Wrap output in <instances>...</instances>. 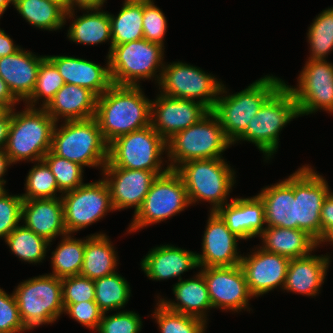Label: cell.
Returning <instances> with one entry per match:
<instances>
[{
  "label": "cell",
  "mask_w": 333,
  "mask_h": 333,
  "mask_svg": "<svg viewBox=\"0 0 333 333\" xmlns=\"http://www.w3.org/2000/svg\"><path fill=\"white\" fill-rule=\"evenodd\" d=\"M27 330L23 325L14 294L0 288V333H19Z\"/></svg>",
  "instance_id": "47"
},
{
  "label": "cell",
  "mask_w": 333,
  "mask_h": 333,
  "mask_svg": "<svg viewBox=\"0 0 333 333\" xmlns=\"http://www.w3.org/2000/svg\"><path fill=\"white\" fill-rule=\"evenodd\" d=\"M167 151L166 141L152 125L120 136L108 145V162L104 167H121L153 171L157 176L162 170L161 154Z\"/></svg>",
  "instance_id": "10"
},
{
  "label": "cell",
  "mask_w": 333,
  "mask_h": 333,
  "mask_svg": "<svg viewBox=\"0 0 333 333\" xmlns=\"http://www.w3.org/2000/svg\"><path fill=\"white\" fill-rule=\"evenodd\" d=\"M105 234L87 237L80 275L95 280L115 273L117 256Z\"/></svg>",
  "instance_id": "31"
},
{
  "label": "cell",
  "mask_w": 333,
  "mask_h": 333,
  "mask_svg": "<svg viewBox=\"0 0 333 333\" xmlns=\"http://www.w3.org/2000/svg\"><path fill=\"white\" fill-rule=\"evenodd\" d=\"M86 14L75 19L69 27L68 37L71 41L81 44H98L111 40L110 55L112 50L111 23L109 13L101 12V8L84 9ZM91 11V12H89ZM93 11V12H92Z\"/></svg>",
  "instance_id": "32"
},
{
  "label": "cell",
  "mask_w": 333,
  "mask_h": 333,
  "mask_svg": "<svg viewBox=\"0 0 333 333\" xmlns=\"http://www.w3.org/2000/svg\"><path fill=\"white\" fill-rule=\"evenodd\" d=\"M25 186L26 193L21 195L23 200L53 199L57 198L58 191L62 193L58 188L55 176L44 160L38 161L29 171Z\"/></svg>",
  "instance_id": "39"
},
{
  "label": "cell",
  "mask_w": 333,
  "mask_h": 333,
  "mask_svg": "<svg viewBox=\"0 0 333 333\" xmlns=\"http://www.w3.org/2000/svg\"><path fill=\"white\" fill-rule=\"evenodd\" d=\"M226 163L222 158L190 160L176 169L183 179L190 204L205 200L213 204L210 210L214 212L227 203L235 184V172Z\"/></svg>",
  "instance_id": "7"
},
{
  "label": "cell",
  "mask_w": 333,
  "mask_h": 333,
  "mask_svg": "<svg viewBox=\"0 0 333 333\" xmlns=\"http://www.w3.org/2000/svg\"><path fill=\"white\" fill-rule=\"evenodd\" d=\"M105 314L97 328L99 333H139L141 330V318L133 311L124 310L110 316Z\"/></svg>",
  "instance_id": "45"
},
{
  "label": "cell",
  "mask_w": 333,
  "mask_h": 333,
  "mask_svg": "<svg viewBox=\"0 0 333 333\" xmlns=\"http://www.w3.org/2000/svg\"><path fill=\"white\" fill-rule=\"evenodd\" d=\"M50 151L83 167L104 168L108 162V144L95 117L55 124Z\"/></svg>",
  "instance_id": "2"
},
{
  "label": "cell",
  "mask_w": 333,
  "mask_h": 333,
  "mask_svg": "<svg viewBox=\"0 0 333 333\" xmlns=\"http://www.w3.org/2000/svg\"><path fill=\"white\" fill-rule=\"evenodd\" d=\"M112 48L116 45L143 39V2L123 3L119 14H109Z\"/></svg>",
  "instance_id": "34"
},
{
  "label": "cell",
  "mask_w": 333,
  "mask_h": 333,
  "mask_svg": "<svg viewBox=\"0 0 333 333\" xmlns=\"http://www.w3.org/2000/svg\"><path fill=\"white\" fill-rule=\"evenodd\" d=\"M200 272L205 278L212 308L218 307L236 312L247 308L248 301L253 296L249 292L240 265L205 267L201 268Z\"/></svg>",
  "instance_id": "17"
},
{
  "label": "cell",
  "mask_w": 333,
  "mask_h": 333,
  "mask_svg": "<svg viewBox=\"0 0 333 333\" xmlns=\"http://www.w3.org/2000/svg\"><path fill=\"white\" fill-rule=\"evenodd\" d=\"M298 105L291 91L283 83L260 107L249 121L246 131L236 140L255 144L269 160L278 149L282 128L299 117Z\"/></svg>",
  "instance_id": "6"
},
{
  "label": "cell",
  "mask_w": 333,
  "mask_h": 333,
  "mask_svg": "<svg viewBox=\"0 0 333 333\" xmlns=\"http://www.w3.org/2000/svg\"><path fill=\"white\" fill-rule=\"evenodd\" d=\"M210 110L194 100L179 99L159 94L151 101V125L168 141L177 132L198 123Z\"/></svg>",
  "instance_id": "16"
},
{
  "label": "cell",
  "mask_w": 333,
  "mask_h": 333,
  "mask_svg": "<svg viewBox=\"0 0 333 333\" xmlns=\"http://www.w3.org/2000/svg\"><path fill=\"white\" fill-rule=\"evenodd\" d=\"M11 164L12 163L9 159V156L6 154L5 149H0V181L6 183V181L3 179V176L7 170V167H9Z\"/></svg>",
  "instance_id": "54"
},
{
  "label": "cell",
  "mask_w": 333,
  "mask_h": 333,
  "mask_svg": "<svg viewBox=\"0 0 333 333\" xmlns=\"http://www.w3.org/2000/svg\"><path fill=\"white\" fill-rule=\"evenodd\" d=\"M58 69L67 84H74L90 89L97 96H101L112 85L109 59L107 66L101 67L81 58L70 56H46Z\"/></svg>",
  "instance_id": "23"
},
{
  "label": "cell",
  "mask_w": 333,
  "mask_h": 333,
  "mask_svg": "<svg viewBox=\"0 0 333 333\" xmlns=\"http://www.w3.org/2000/svg\"><path fill=\"white\" fill-rule=\"evenodd\" d=\"M46 56L19 49L0 58V76L18 101H26L32 94L41 62Z\"/></svg>",
  "instance_id": "22"
},
{
  "label": "cell",
  "mask_w": 333,
  "mask_h": 333,
  "mask_svg": "<svg viewBox=\"0 0 333 333\" xmlns=\"http://www.w3.org/2000/svg\"><path fill=\"white\" fill-rule=\"evenodd\" d=\"M65 84L56 66L46 57L40 64L35 88L26 100L28 107L34 108L37 100L43 97L42 108L54 98L56 92ZM34 103V104H33Z\"/></svg>",
  "instance_id": "40"
},
{
  "label": "cell",
  "mask_w": 333,
  "mask_h": 333,
  "mask_svg": "<svg viewBox=\"0 0 333 333\" xmlns=\"http://www.w3.org/2000/svg\"><path fill=\"white\" fill-rule=\"evenodd\" d=\"M21 195H9L7 192L0 197V238L6 237L18 226L22 217Z\"/></svg>",
  "instance_id": "46"
},
{
  "label": "cell",
  "mask_w": 333,
  "mask_h": 333,
  "mask_svg": "<svg viewBox=\"0 0 333 333\" xmlns=\"http://www.w3.org/2000/svg\"><path fill=\"white\" fill-rule=\"evenodd\" d=\"M149 0H125L124 3H142Z\"/></svg>",
  "instance_id": "59"
},
{
  "label": "cell",
  "mask_w": 333,
  "mask_h": 333,
  "mask_svg": "<svg viewBox=\"0 0 333 333\" xmlns=\"http://www.w3.org/2000/svg\"><path fill=\"white\" fill-rule=\"evenodd\" d=\"M329 193L327 181L308 165L294 172L296 229L306 231L318 243L321 240L322 204Z\"/></svg>",
  "instance_id": "14"
},
{
  "label": "cell",
  "mask_w": 333,
  "mask_h": 333,
  "mask_svg": "<svg viewBox=\"0 0 333 333\" xmlns=\"http://www.w3.org/2000/svg\"><path fill=\"white\" fill-rule=\"evenodd\" d=\"M12 109L11 125L5 147L11 163L43 160L51 149L56 122L44 108L26 107L22 112Z\"/></svg>",
  "instance_id": "4"
},
{
  "label": "cell",
  "mask_w": 333,
  "mask_h": 333,
  "mask_svg": "<svg viewBox=\"0 0 333 333\" xmlns=\"http://www.w3.org/2000/svg\"><path fill=\"white\" fill-rule=\"evenodd\" d=\"M43 160L51 169L55 176L58 188L62 195L64 192L74 190L83 185V166L71 162L68 159L61 158L51 151H48Z\"/></svg>",
  "instance_id": "42"
},
{
  "label": "cell",
  "mask_w": 333,
  "mask_h": 333,
  "mask_svg": "<svg viewBox=\"0 0 333 333\" xmlns=\"http://www.w3.org/2000/svg\"><path fill=\"white\" fill-rule=\"evenodd\" d=\"M153 317L156 319L161 333H205L207 321L167 309L157 303Z\"/></svg>",
  "instance_id": "41"
},
{
  "label": "cell",
  "mask_w": 333,
  "mask_h": 333,
  "mask_svg": "<svg viewBox=\"0 0 333 333\" xmlns=\"http://www.w3.org/2000/svg\"><path fill=\"white\" fill-rule=\"evenodd\" d=\"M260 234L262 249L289 259L309 255L319 244L306 231L283 227H265Z\"/></svg>",
  "instance_id": "30"
},
{
  "label": "cell",
  "mask_w": 333,
  "mask_h": 333,
  "mask_svg": "<svg viewBox=\"0 0 333 333\" xmlns=\"http://www.w3.org/2000/svg\"><path fill=\"white\" fill-rule=\"evenodd\" d=\"M173 286L177 303L165 299L159 302L171 311L206 321L205 312L212 308V304L203 274L199 272L194 278L180 280Z\"/></svg>",
  "instance_id": "29"
},
{
  "label": "cell",
  "mask_w": 333,
  "mask_h": 333,
  "mask_svg": "<svg viewBox=\"0 0 333 333\" xmlns=\"http://www.w3.org/2000/svg\"><path fill=\"white\" fill-rule=\"evenodd\" d=\"M230 145L232 143L225 136L219 120L210 111L198 123L166 141L167 157L171 161L167 166L176 170L190 160L222 158V152Z\"/></svg>",
  "instance_id": "5"
},
{
  "label": "cell",
  "mask_w": 333,
  "mask_h": 333,
  "mask_svg": "<svg viewBox=\"0 0 333 333\" xmlns=\"http://www.w3.org/2000/svg\"><path fill=\"white\" fill-rule=\"evenodd\" d=\"M95 118L109 145L120 136L151 125V100L139 86L113 84L97 97Z\"/></svg>",
  "instance_id": "1"
},
{
  "label": "cell",
  "mask_w": 333,
  "mask_h": 333,
  "mask_svg": "<svg viewBox=\"0 0 333 333\" xmlns=\"http://www.w3.org/2000/svg\"><path fill=\"white\" fill-rule=\"evenodd\" d=\"M61 243L52 252V268L50 275L63 279L75 275H80L83 265L86 239H74L71 235L63 236Z\"/></svg>",
  "instance_id": "35"
},
{
  "label": "cell",
  "mask_w": 333,
  "mask_h": 333,
  "mask_svg": "<svg viewBox=\"0 0 333 333\" xmlns=\"http://www.w3.org/2000/svg\"><path fill=\"white\" fill-rule=\"evenodd\" d=\"M104 180L110 189L114 211L135 207L134 214L141 208L157 175L153 171L104 167Z\"/></svg>",
  "instance_id": "19"
},
{
  "label": "cell",
  "mask_w": 333,
  "mask_h": 333,
  "mask_svg": "<svg viewBox=\"0 0 333 333\" xmlns=\"http://www.w3.org/2000/svg\"><path fill=\"white\" fill-rule=\"evenodd\" d=\"M298 87L284 84L298 105L299 114L323 109L333 113V64L326 60H308L298 77Z\"/></svg>",
  "instance_id": "15"
},
{
  "label": "cell",
  "mask_w": 333,
  "mask_h": 333,
  "mask_svg": "<svg viewBox=\"0 0 333 333\" xmlns=\"http://www.w3.org/2000/svg\"><path fill=\"white\" fill-rule=\"evenodd\" d=\"M329 262L328 255L290 259L283 290L315 296L324 283Z\"/></svg>",
  "instance_id": "28"
},
{
  "label": "cell",
  "mask_w": 333,
  "mask_h": 333,
  "mask_svg": "<svg viewBox=\"0 0 333 333\" xmlns=\"http://www.w3.org/2000/svg\"><path fill=\"white\" fill-rule=\"evenodd\" d=\"M95 302L103 313L124 307L131 290L127 280L117 272L94 280Z\"/></svg>",
  "instance_id": "36"
},
{
  "label": "cell",
  "mask_w": 333,
  "mask_h": 333,
  "mask_svg": "<svg viewBox=\"0 0 333 333\" xmlns=\"http://www.w3.org/2000/svg\"><path fill=\"white\" fill-rule=\"evenodd\" d=\"M10 3L14 4V0H0V18Z\"/></svg>",
  "instance_id": "56"
},
{
  "label": "cell",
  "mask_w": 333,
  "mask_h": 333,
  "mask_svg": "<svg viewBox=\"0 0 333 333\" xmlns=\"http://www.w3.org/2000/svg\"><path fill=\"white\" fill-rule=\"evenodd\" d=\"M17 102L19 101L14 97L6 82L0 76V104L7 110H12Z\"/></svg>",
  "instance_id": "51"
},
{
  "label": "cell",
  "mask_w": 333,
  "mask_h": 333,
  "mask_svg": "<svg viewBox=\"0 0 333 333\" xmlns=\"http://www.w3.org/2000/svg\"><path fill=\"white\" fill-rule=\"evenodd\" d=\"M14 253L22 261L29 263L42 262L50 242L23 226H17L4 239Z\"/></svg>",
  "instance_id": "37"
},
{
  "label": "cell",
  "mask_w": 333,
  "mask_h": 333,
  "mask_svg": "<svg viewBox=\"0 0 333 333\" xmlns=\"http://www.w3.org/2000/svg\"><path fill=\"white\" fill-rule=\"evenodd\" d=\"M63 194L64 225L68 234L99 221L109 210H114L110 189L104 179L84 183Z\"/></svg>",
  "instance_id": "13"
},
{
  "label": "cell",
  "mask_w": 333,
  "mask_h": 333,
  "mask_svg": "<svg viewBox=\"0 0 333 333\" xmlns=\"http://www.w3.org/2000/svg\"><path fill=\"white\" fill-rule=\"evenodd\" d=\"M202 241V254L197 253L198 265L205 267H224L240 265L241 254L237 252V241L225 221L216 211H211L207 220Z\"/></svg>",
  "instance_id": "20"
},
{
  "label": "cell",
  "mask_w": 333,
  "mask_h": 333,
  "mask_svg": "<svg viewBox=\"0 0 333 333\" xmlns=\"http://www.w3.org/2000/svg\"><path fill=\"white\" fill-rule=\"evenodd\" d=\"M143 38L164 47L167 20L162 10L154 5L153 0L143 2Z\"/></svg>",
  "instance_id": "43"
},
{
  "label": "cell",
  "mask_w": 333,
  "mask_h": 333,
  "mask_svg": "<svg viewBox=\"0 0 333 333\" xmlns=\"http://www.w3.org/2000/svg\"><path fill=\"white\" fill-rule=\"evenodd\" d=\"M15 8L29 24L39 29L58 30L65 25V11L49 0H14Z\"/></svg>",
  "instance_id": "33"
},
{
  "label": "cell",
  "mask_w": 333,
  "mask_h": 333,
  "mask_svg": "<svg viewBox=\"0 0 333 333\" xmlns=\"http://www.w3.org/2000/svg\"><path fill=\"white\" fill-rule=\"evenodd\" d=\"M25 227L52 242L58 235L65 236L63 203L61 196L53 199L23 200L22 217Z\"/></svg>",
  "instance_id": "24"
},
{
  "label": "cell",
  "mask_w": 333,
  "mask_h": 333,
  "mask_svg": "<svg viewBox=\"0 0 333 333\" xmlns=\"http://www.w3.org/2000/svg\"><path fill=\"white\" fill-rule=\"evenodd\" d=\"M322 242H332L333 243V228H331L319 241L318 244H322Z\"/></svg>",
  "instance_id": "57"
},
{
  "label": "cell",
  "mask_w": 333,
  "mask_h": 333,
  "mask_svg": "<svg viewBox=\"0 0 333 333\" xmlns=\"http://www.w3.org/2000/svg\"><path fill=\"white\" fill-rule=\"evenodd\" d=\"M225 221L228 229L241 240L260 236L266 229L265 206L256 195L251 198H232L216 211Z\"/></svg>",
  "instance_id": "21"
},
{
  "label": "cell",
  "mask_w": 333,
  "mask_h": 333,
  "mask_svg": "<svg viewBox=\"0 0 333 333\" xmlns=\"http://www.w3.org/2000/svg\"><path fill=\"white\" fill-rule=\"evenodd\" d=\"M61 280L63 304L95 301L94 280L81 275L66 277Z\"/></svg>",
  "instance_id": "44"
},
{
  "label": "cell",
  "mask_w": 333,
  "mask_h": 333,
  "mask_svg": "<svg viewBox=\"0 0 333 333\" xmlns=\"http://www.w3.org/2000/svg\"><path fill=\"white\" fill-rule=\"evenodd\" d=\"M4 184L3 181H0V197L7 192L6 189H4Z\"/></svg>",
  "instance_id": "58"
},
{
  "label": "cell",
  "mask_w": 333,
  "mask_h": 333,
  "mask_svg": "<svg viewBox=\"0 0 333 333\" xmlns=\"http://www.w3.org/2000/svg\"><path fill=\"white\" fill-rule=\"evenodd\" d=\"M310 57L308 60H325L333 50V7L322 11L308 29Z\"/></svg>",
  "instance_id": "38"
},
{
  "label": "cell",
  "mask_w": 333,
  "mask_h": 333,
  "mask_svg": "<svg viewBox=\"0 0 333 333\" xmlns=\"http://www.w3.org/2000/svg\"><path fill=\"white\" fill-rule=\"evenodd\" d=\"M7 111V109L0 104V117Z\"/></svg>",
  "instance_id": "60"
},
{
  "label": "cell",
  "mask_w": 333,
  "mask_h": 333,
  "mask_svg": "<svg viewBox=\"0 0 333 333\" xmlns=\"http://www.w3.org/2000/svg\"><path fill=\"white\" fill-rule=\"evenodd\" d=\"M290 259L259 247L248 257L243 256L240 266L244 272L250 294L262 296L277 286L283 289Z\"/></svg>",
  "instance_id": "18"
},
{
  "label": "cell",
  "mask_w": 333,
  "mask_h": 333,
  "mask_svg": "<svg viewBox=\"0 0 333 333\" xmlns=\"http://www.w3.org/2000/svg\"><path fill=\"white\" fill-rule=\"evenodd\" d=\"M60 6L65 12L70 11V0H49Z\"/></svg>",
  "instance_id": "55"
},
{
  "label": "cell",
  "mask_w": 333,
  "mask_h": 333,
  "mask_svg": "<svg viewBox=\"0 0 333 333\" xmlns=\"http://www.w3.org/2000/svg\"><path fill=\"white\" fill-rule=\"evenodd\" d=\"M158 85L161 86L159 89L162 88L161 94L194 101L199 98L198 102L205 105L210 111L214 107L218 95L227 93L224 85L217 81L215 76L182 62L164 66Z\"/></svg>",
  "instance_id": "12"
},
{
  "label": "cell",
  "mask_w": 333,
  "mask_h": 333,
  "mask_svg": "<svg viewBox=\"0 0 333 333\" xmlns=\"http://www.w3.org/2000/svg\"><path fill=\"white\" fill-rule=\"evenodd\" d=\"M258 196L265 206L266 227L296 229L294 173L271 187L263 188Z\"/></svg>",
  "instance_id": "27"
},
{
  "label": "cell",
  "mask_w": 333,
  "mask_h": 333,
  "mask_svg": "<svg viewBox=\"0 0 333 333\" xmlns=\"http://www.w3.org/2000/svg\"><path fill=\"white\" fill-rule=\"evenodd\" d=\"M140 265L147 277L156 281L176 276L180 281L183 272L199 267L197 253L168 244L149 251Z\"/></svg>",
  "instance_id": "25"
},
{
  "label": "cell",
  "mask_w": 333,
  "mask_h": 333,
  "mask_svg": "<svg viewBox=\"0 0 333 333\" xmlns=\"http://www.w3.org/2000/svg\"><path fill=\"white\" fill-rule=\"evenodd\" d=\"M164 47L146 39L116 45L107 56L112 83L120 86H139L137 80L157 76L159 83L163 63ZM161 65V66H160ZM160 75L156 74V70Z\"/></svg>",
  "instance_id": "9"
},
{
  "label": "cell",
  "mask_w": 333,
  "mask_h": 333,
  "mask_svg": "<svg viewBox=\"0 0 333 333\" xmlns=\"http://www.w3.org/2000/svg\"><path fill=\"white\" fill-rule=\"evenodd\" d=\"M190 205L180 174L169 169L152 182L141 208L134 214L129 232L169 219Z\"/></svg>",
  "instance_id": "11"
},
{
  "label": "cell",
  "mask_w": 333,
  "mask_h": 333,
  "mask_svg": "<svg viewBox=\"0 0 333 333\" xmlns=\"http://www.w3.org/2000/svg\"><path fill=\"white\" fill-rule=\"evenodd\" d=\"M64 313L69 314L80 324L89 329L97 330L103 316V311L95 301L75 304H63Z\"/></svg>",
  "instance_id": "48"
},
{
  "label": "cell",
  "mask_w": 333,
  "mask_h": 333,
  "mask_svg": "<svg viewBox=\"0 0 333 333\" xmlns=\"http://www.w3.org/2000/svg\"><path fill=\"white\" fill-rule=\"evenodd\" d=\"M27 330L53 323L64 312L62 280L46 274L21 282L14 291Z\"/></svg>",
  "instance_id": "8"
},
{
  "label": "cell",
  "mask_w": 333,
  "mask_h": 333,
  "mask_svg": "<svg viewBox=\"0 0 333 333\" xmlns=\"http://www.w3.org/2000/svg\"><path fill=\"white\" fill-rule=\"evenodd\" d=\"M283 83L278 77L266 75L236 94L218 97L211 112L232 144L246 131L249 121L263 103Z\"/></svg>",
  "instance_id": "3"
},
{
  "label": "cell",
  "mask_w": 333,
  "mask_h": 333,
  "mask_svg": "<svg viewBox=\"0 0 333 333\" xmlns=\"http://www.w3.org/2000/svg\"><path fill=\"white\" fill-rule=\"evenodd\" d=\"M106 0H70V11L65 13L66 18L74 19V7L77 6L81 9L101 8ZM68 16V17H67Z\"/></svg>",
  "instance_id": "50"
},
{
  "label": "cell",
  "mask_w": 333,
  "mask_h": 333,
  "mask_svg": "<svg viewBox=\"0 0 333 333\" xmlns=\"http://www.w3.org/2000/svg\"><path fill=\"white\" fill-rule=\"evenodd\" d=\"M97 95L90 89L65 83L44 108L58 123L60 117L67 120H84L95 117Z\"/></svg>",
  "instance_id": "26"
},
{
  "label": "cell",
  "mask_w": 333,
  "mask_h": 333,
  "mask_svg": "<svg viewBox=\"0 0 333 333\" xmlns=\"http://www.w3.org/2000/svg\"><path fill=\"white\" fill-rule=\"evenodd\" d=\"M20 47L13 43V40L7 35L4 30L0 29V58L14 54Z\"/></svg>",
  "instance_id": "53"
},
{
  "label": "cell",
  "mask_w": 333,
  "mask_h": 333,
  "mask_svg": "<svg viewBox=\"0 0 333 333\" xmlns=\"http://www.w3.org/2000/svg\"><path fill=\"white\" fill-rule=\"evenodd\" d=\"M333 228V193L330 192L324 199L321 209V239Z\"/></svg>",
  "instance_id": "49"
},
{
  "label": "cell",
  "mask_w": 333,
  "mask_h": 333,
  "mask_svg": "<svg viewBox=\"0 0 333 333\" xmlns=\"http://www.w3.org/2000/svg\"><path fill=\"white\" fill-rule=\"evenodd\" d=\"M12 110H7L0 117V149H5L11 125Z\"/></svg>",
  "instance_id": "52"
}]
</instances>
